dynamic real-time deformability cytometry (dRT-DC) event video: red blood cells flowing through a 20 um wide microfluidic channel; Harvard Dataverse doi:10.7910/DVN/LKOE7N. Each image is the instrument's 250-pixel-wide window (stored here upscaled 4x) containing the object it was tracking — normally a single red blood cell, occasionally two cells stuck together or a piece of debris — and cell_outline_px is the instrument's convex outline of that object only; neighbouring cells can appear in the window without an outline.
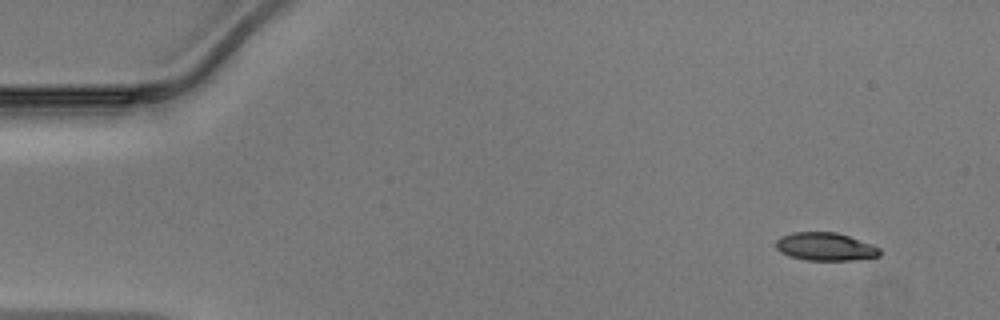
{"species": "Egyptian fruit bat (a non-hibernating species)", "species_latin": "Rousettus aegyptiacus", "temperature_condition": "warm", "stored_images_in_passage": 45, "camera_frame_rate_fps": 3000, "um_per_image_px": 0.085, "animal": {"sex": "male"}, "frame": {"image": 1, "passage_image": 1, "time_ms": 0.0, "image_size_px": [1000, 320], "cell_outline_px": [[880, 256], [852, 260], [804, 260], [788, 256], [780, 252], [776, 248], [776, 240], [780, 236], [792, 232], [836, 232], [872, 244], [880, 248]], "centroid_in_image_um": [70.12, 20.96], "position_along_channel_um": 14.9, "area_um2": 17.05}}
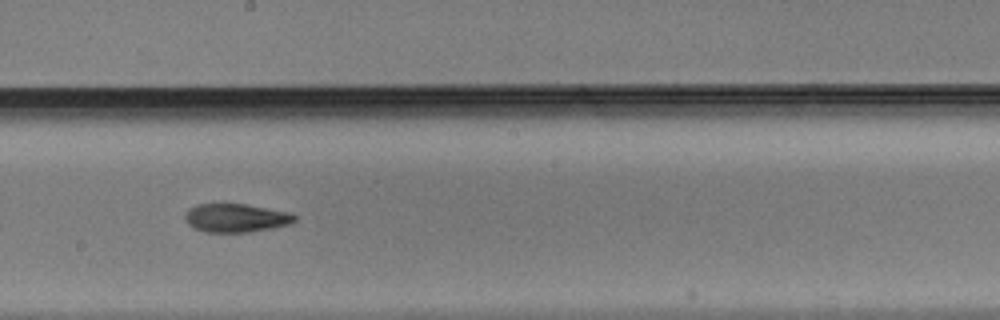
{"frame": {"image": 2, "passage_image": 24, "time_ms": 7.667, "image_size_px": [1000, 320], "cell_outline_px": [[296, 220], [288, 224], [272, 228], [248, 232], [204, 232], [192, 228], [184, 220], [184, 216], [188, 208], [196, 204], [244, 204], [288, 212], [296, 216]], "centroid_in_image_um": [19.98, 18.53], "position_along_channel_um": 228.2, "area_um2": 18.21}}
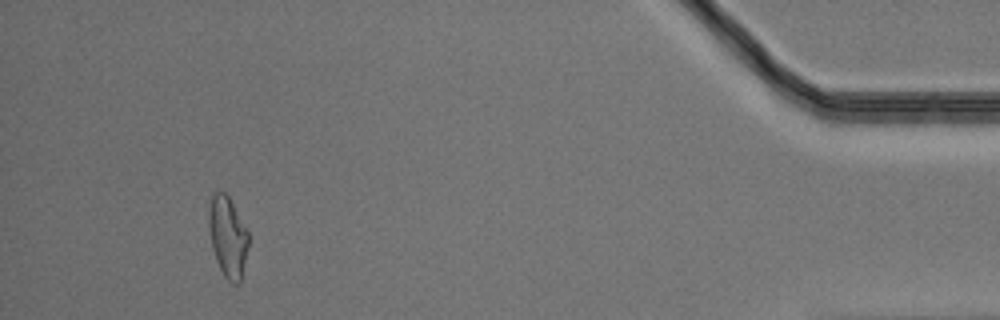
{"frame": {"image": 3, "passage_image": 42, "time_ms": 13.667, "image_size_px": [1000, 320], "cell_outline_px": [[248, 248], [240, 284], [232, 284], [224, 276], [216, 260], [212, 248], [208, 228], [208, 208], [212, 196], [216, 192], [224, 192], [228, 196], [248, 232]], "centroid_in_image_um": [19.35, 20.16], "position_along_channel_um": 415.9, "area_um2": 18.61}}